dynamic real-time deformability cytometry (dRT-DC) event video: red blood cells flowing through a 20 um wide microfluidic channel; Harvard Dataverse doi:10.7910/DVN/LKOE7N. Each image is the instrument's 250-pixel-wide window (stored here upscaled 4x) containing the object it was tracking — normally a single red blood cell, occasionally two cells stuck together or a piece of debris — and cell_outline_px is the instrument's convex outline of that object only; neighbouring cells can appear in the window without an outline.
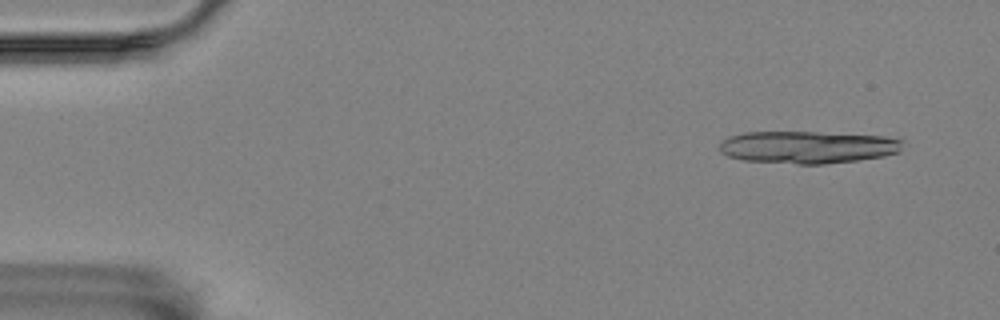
{"species": "Egyptian fruit bat (a non-hibernating species)", "species_latin": "Rousettus aegyptiacus", "temperature_condition": "room temperature", "stored_images_in_passage": 7, "camera_frame_rate_fps": 3000, "um_per_image_px": 0.085, "animal": {"sex": "female"}, "frame": {"image": 1, "passage_image": 2, "time_ms": 1.0, "image_size_px": [1000, 320], "cell_outline_px": [[904, 140], [900, 152], [884, 156], [856, 160], [824, 164], [796, 164], [744, 160], [728, 156], [720, 152], [716, 148], [728, 136], [744, 132], [816, 132], [884, 136]], "centroid_in_image_um": [68.63, 12.51], "position_along_channel_um": 16.4, "area_um2": 34.74}}